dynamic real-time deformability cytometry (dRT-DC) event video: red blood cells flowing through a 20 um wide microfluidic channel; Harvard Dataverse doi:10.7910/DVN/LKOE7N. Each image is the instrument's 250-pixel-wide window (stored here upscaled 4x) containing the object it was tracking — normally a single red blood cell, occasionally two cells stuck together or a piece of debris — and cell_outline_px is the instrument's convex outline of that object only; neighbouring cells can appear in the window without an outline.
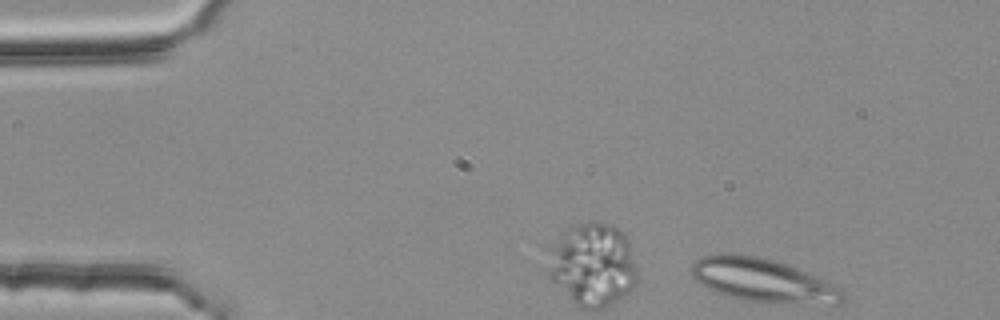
{"species": "common noctule bat (a hibernating species)", "species_latin": "Nyctalus noctula", "temperature_condition": "room temperature", "stored_images_in_passage": 45, "camera_frame_rate_fps": 3000, "um_per_image_px": 0.085, "animal": {"sex": "female", "body_mass_g": 25.1}, "frame": {"image": 1, "passage_image": 1, "time_ms": 0.0, "image_size_px": [1000, 320], "cell_outline_px": [[844, 300], [840, 304], [760, 304], [740, 300], [716, 292], [708, 288], [696, 280], [692, 276], [692, 264], [700, 256], [720, 252], [732, 252], [756, 256], [772, 260], [796, 268], [844, 288]], "centroid_in_image_um": [64.86, 23.85], "position_along_channel_um": 20.1, "area_um2": 39.19}}
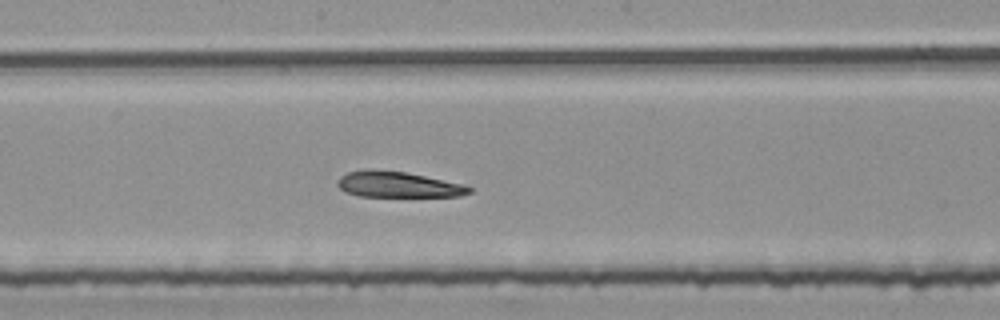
{"frame": {"image": 2, "passage_image": 24, "time_ms": 7.667, "image_size_px": [1000, 320], "cell_outline_px": [[472, 192], [460, 196], [360, 196], [344, 192], [336, 184], [340, 176], [348, 172], [368, 168], [376, 168], [404, 172], [464, 184], [472, 188]], "centroid_in_image_um": [33.79, 15.67], "position_along_channel_um": 214.4, "area_um2": 19.88}}
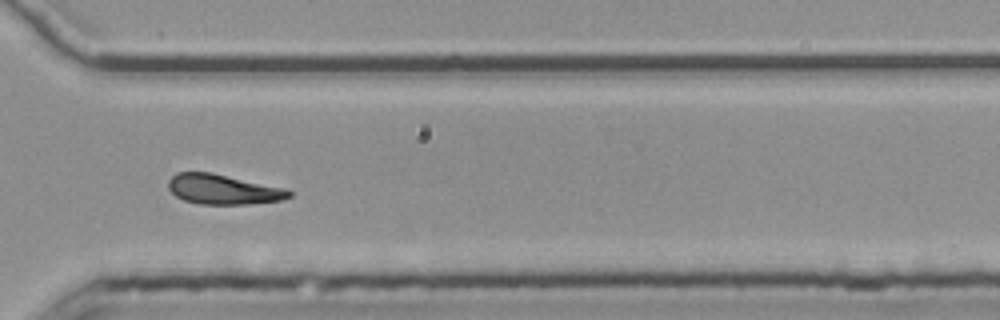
{"frame": {"image": 3, "passage_image": 35, "time_ms": 11.333, "image_size_px": [1000, 320], "cell_outline_px": [[292, 196], [284, 200], [248, 204], [200, 204], [184, 200], [176, 196], [168, 188], [168, 180], [176, 172], [212, 172], [288, 188], [292, 192]], "centroid_in_image_um": [19.01, 16.09], "position_along_channel_um": 351.6, "area_um2": 21.39}, "authors_computed_cell_mechanics": {"area_um2": 23.6402, "velocity_mm_per_s": 3.7596, "shape_relaxation_time_tau1_ms": null, "shape_relaxation_time_tau2_ms": 1.6876, "deformation_change_tau1": null, "deformation_change_tau2": 0.0973}}